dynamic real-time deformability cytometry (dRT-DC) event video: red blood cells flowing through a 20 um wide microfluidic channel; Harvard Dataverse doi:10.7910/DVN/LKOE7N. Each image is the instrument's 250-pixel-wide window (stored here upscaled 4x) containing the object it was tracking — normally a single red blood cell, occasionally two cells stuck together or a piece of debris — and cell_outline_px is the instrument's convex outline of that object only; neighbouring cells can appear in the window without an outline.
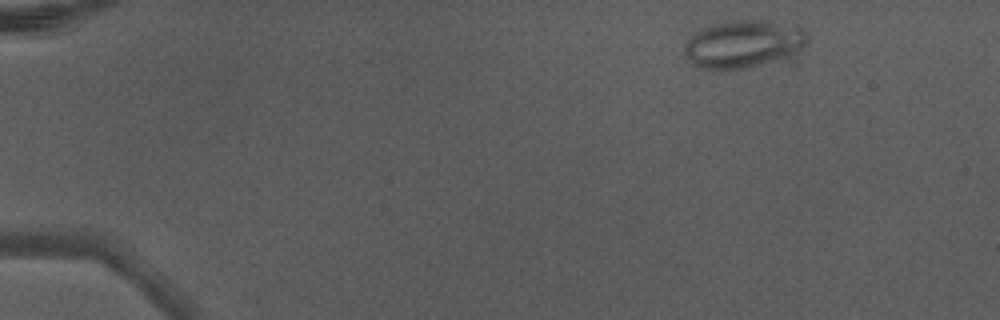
{"species": "Egyptian fruit bat (a non-hibernating species)", "species_latin": "Rousettus aegyptiacus", "temperature_condition": "warm", "stored_images_in_passage": 4, "camera_frame_rate_fps": 3000, "um_per_image_px": 0.085, "animal": {"sex": "male"}, "frame": {"image": 1, "passage_image": 1, "time_ms": 0.0, "image_size_px": [1000, 320], "cell_outline_px": [[808, 40], [800, 48], [780, 56], [744, 68], [700, 68], [684, 52], [684, 44], [700, 28], [712, 24], [732, 20], [772, 20], [796, 24], [804, 28], [808, 36]], "centroid_in_image_um": [63.18, 3.65], "position_along_channel_um": 21.8, "area_um2": 33.12}}